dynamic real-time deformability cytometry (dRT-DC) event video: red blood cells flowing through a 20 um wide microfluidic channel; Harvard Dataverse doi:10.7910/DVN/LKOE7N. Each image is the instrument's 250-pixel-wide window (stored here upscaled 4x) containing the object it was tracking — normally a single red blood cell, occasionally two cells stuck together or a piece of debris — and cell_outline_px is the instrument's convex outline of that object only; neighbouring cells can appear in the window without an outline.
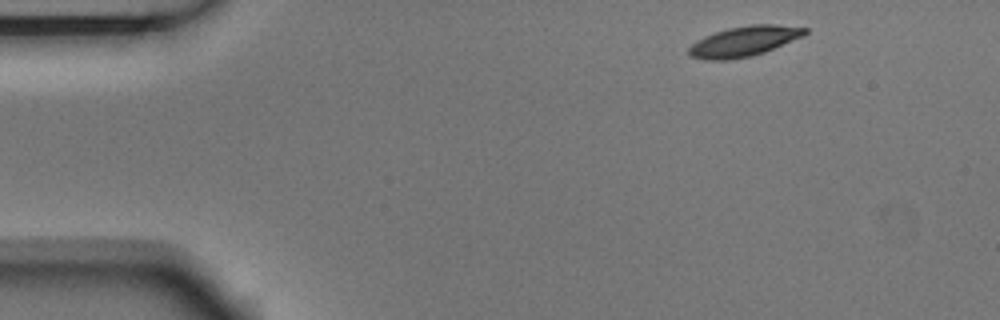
{"species": "Egyptian fruit bat (a non-hibernating species)", "species_latin": "Rousettus aegyptiacus", "temperature_condition": "room temperature", "stored_images_in_passage": 4, "camera_frame_rate_fps": 3000, "um_per_image_px": 0.085, "animal": {"sex": "male"}, "frame": {"image": 1, "passage_image": 1, "time_ms": 0.0, "image_size_px": [1000, 320], "cell_outline_px": [[808, 32], [804, 36], [764, 52], [752, 56], [728, 60], [704, 60], [688, 56], [688, 48], [696, 40], [704, 36], [728, 28], [752, 24], [776, 24], [808, 28]], "centroid_in_image_um": [63.23, 3.51], "position_along_channel_um": 21.8, "area_um2": 20.58}}
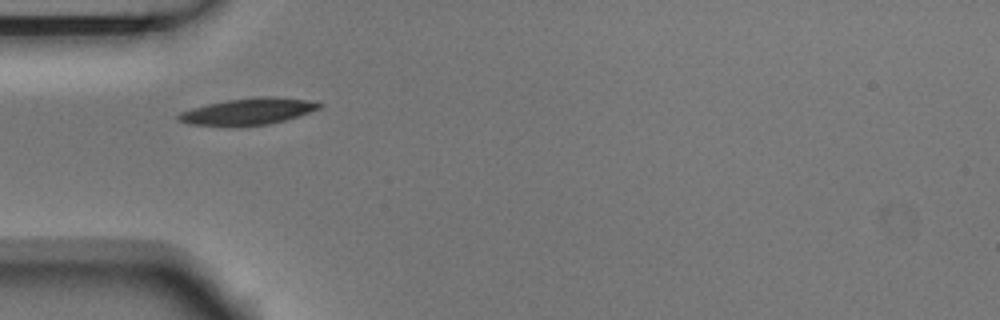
{"frame": {"image": 2, "passage_image": 3, "time_ms": 0.667, "image_size_px": [1000, 320], "cell_outline_px": [[324, 104], [320, 108], [284, 120], [268, 124], [192, 124], [180, 120], [176, 116], [180, 112], [192, 108], [208, 104], [228, 100], [260, 96], [276, 96], [308, 100]], "centroid_in_image_um": [21.15, 9.43], "position_along_channel_um": 63.9, "area_um2": 20.87}}
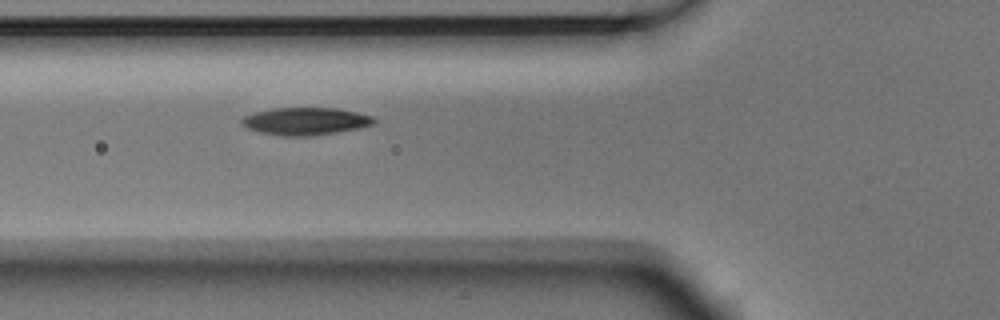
{"frame": {"image": 3, "passage_image": 4, "time_ms": 1.0, "image_size_px": [1000, 320], "cell_outline_px": [[376, 124], [360, 128], [336, 132], [308, 136], [284, 136], [260, 132], [248, 128], [240, 120], [244, 116], [256, 112], [272, 108], [336, 108], [356, 112], [372, 116], [376, 120]], "centroid_in_image_um": [26.0, 10.3], "position_along_channel_um": 99.8, "area_um2": 21.04}}